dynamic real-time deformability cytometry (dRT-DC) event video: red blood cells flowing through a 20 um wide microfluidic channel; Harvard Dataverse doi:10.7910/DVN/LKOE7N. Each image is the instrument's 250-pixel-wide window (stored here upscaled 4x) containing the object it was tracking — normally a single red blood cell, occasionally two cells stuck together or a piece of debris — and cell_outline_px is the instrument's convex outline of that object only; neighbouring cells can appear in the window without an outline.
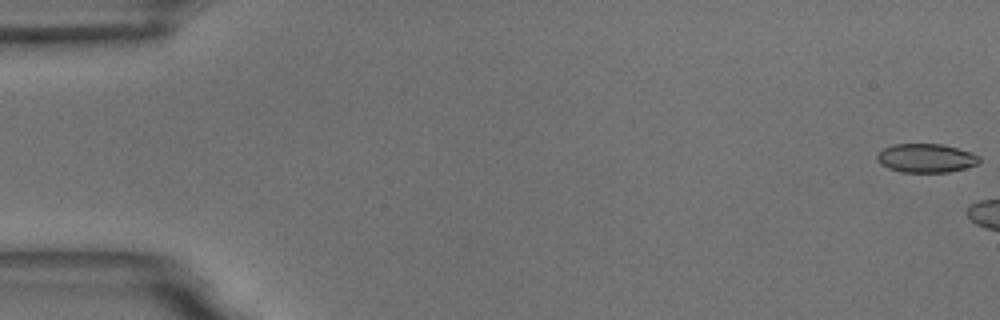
{"species": "common noctule bat (a hibernating species)", "species_latin": "Nyctalus noctula", "temperature_condition": "room temperature", "stored_images_in_passage": 10, "camera_frame_rate_fps": 3000, "um_per_image_px": 0.085, "animal": {"sex": "male", "body_mass_g": 18.8}, "frame": {"image": 1, "passage_image": 1, "time_ms": 0.0, "image_size_px": [1000, 320], "cell_outline_px": [[980, 160], [976, 164], [964, 168], [948, 172], [900, 172], [888, 168], [876, 160], [876, 156], [884, 148], [892, 144], [940, 144], [972, 152], [980, 156]], "centroid_in_image_um": [78.7, 13.44], "position_along_channel_um": 6.3, "area_um2": 17.05}}